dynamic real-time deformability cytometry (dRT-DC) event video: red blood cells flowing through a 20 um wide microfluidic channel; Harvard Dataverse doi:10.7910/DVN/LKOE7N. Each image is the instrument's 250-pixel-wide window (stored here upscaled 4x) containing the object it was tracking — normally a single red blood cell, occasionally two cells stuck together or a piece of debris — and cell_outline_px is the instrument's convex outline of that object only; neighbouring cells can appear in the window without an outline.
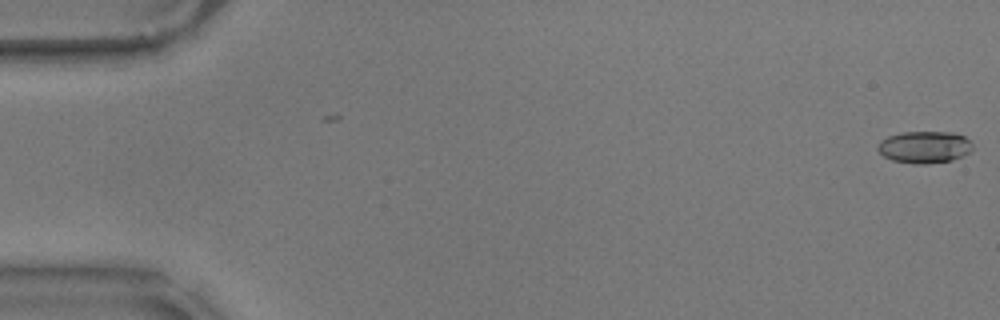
{"species": "common noctule bat (a hibernating species)", "species_latin": "Nyctalus noctula", "temperature_condition": "warm", "stored_images_in_passage": 52, "camera_frame_rate_fps": 3000, "um_per_image_px": 0.085, "animal": {"sex": "male", "body_mass_g": 17.9}, "frame": {"image": 1, "passage_image": 1, "time_ms": 0.0, "image_size_px": [1000, 320], "cell_outline_px": [[972, 152], [964, 156], [952, 160], [928, 164], [916, 164], [892, 160], [884, 156], [876, 148], [880, 140], [888, 136], [900, 132], [956, 132], [964, 136], [972, 144]], "centroid_in_image_um": [78.6, 12.5], "position_along_channel_um": 6.4, "area_um2": 17.92}}
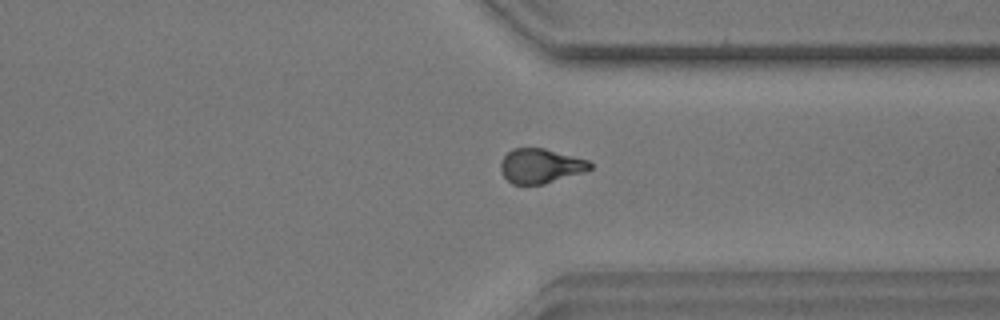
{"frame": {"image": 2, "passage_image": 44, "time_ms": 14.333, "image_size_px": [1000, 320], "cell_outline_px": [[592, 168], [584, 172], [544, 184], [512, 184], [500, 172], [500, 160], [512, 148], [544, 148], [588, 160], [592, 164]], "centroid_in_image_um": [45.92, 14.1], "position_along_channel_um": 365.5, "area_um2": 18.03}}
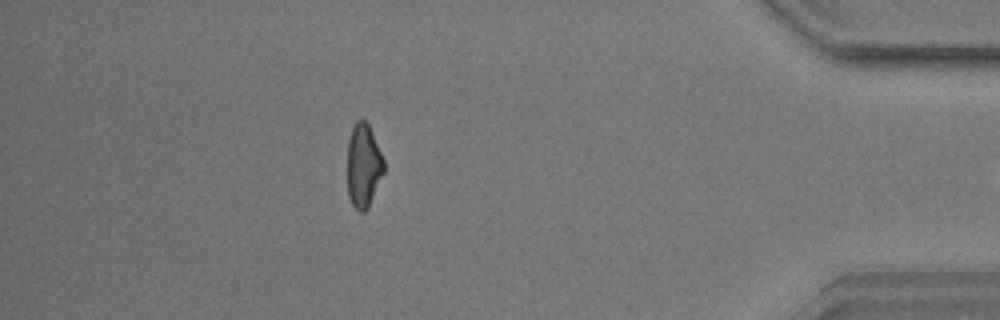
{"frame": {"image": 3, "passage_image": 51, "time_ms": 16.667, "image_size_px": [1000, 320], "cell_outline_px": [[384, 172], [368, 208], [364, 212], [360, 212], [352, 204], [348, 196], [348, 140], [352, 128], [356, 120], [364, 120], [368, 124], [384, 160]], "centroid_in_image_um": [30.89, 14.09], "position_along_channel_um": 404.3, "area_um2": 17.63}}